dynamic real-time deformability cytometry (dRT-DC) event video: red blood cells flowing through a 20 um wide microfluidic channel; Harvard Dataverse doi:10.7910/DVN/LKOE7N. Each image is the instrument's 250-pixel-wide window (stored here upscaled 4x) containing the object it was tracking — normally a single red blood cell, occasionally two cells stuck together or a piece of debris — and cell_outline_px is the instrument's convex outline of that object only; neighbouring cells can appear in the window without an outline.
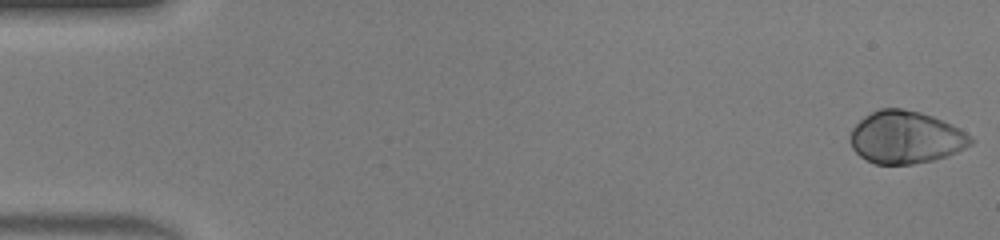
{"species": "human", "species_latin": "Homo sapiens", "temperature_condition": "warm", "stored_images_in_passage": 47, "camera_frame_rate_fps": 3000, "um_per_image_px": 0.085, "donor": {"sex": "male"}, "frame": {"image": 1, "passage_image": 1, "time_ms": 0.0, "image_size_px": [1000, 240], "cell_outline_px": [[976, 140], [972, 144], [948, 156], [932, 160], [912, 164], [876, 164], [860, 156], [852, 148], [848, 140], [852, 128], [864, 116], [880, 108], [900, 108], [920, 112], [932, 116], [952, 124], [960, 128], [972, 136]], "centroid_in_image_um": [76.99, 11.67], "position_along_channel_um": 8.0, "area_um2": 37.05}}
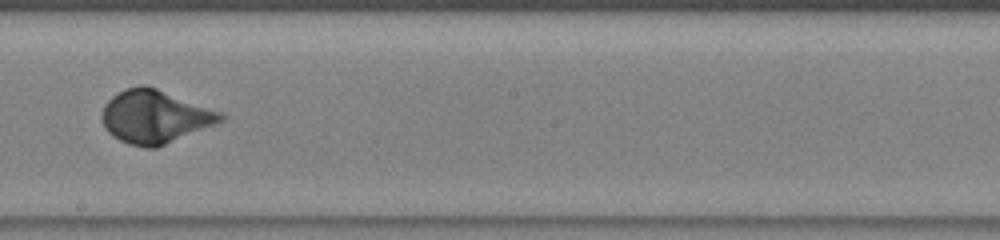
{"frame": {"image": 2, "passage_image": 27, "time_ms": 8.667, "image_size_px": [1000, 240], "cell_outline_px": [[224, 120], [156, 148], [148, 148], [128, 144], [112, 136], [104, 128], [100, 116], [104, 104], [112, 96], [124, 88], [140, 84], [144, 84], [156, 88], [224, 112]], "centroid_in_image_um": [13.13, 9.9], "position_along_channel_um": 235.1, "area_um2": 36.93}}
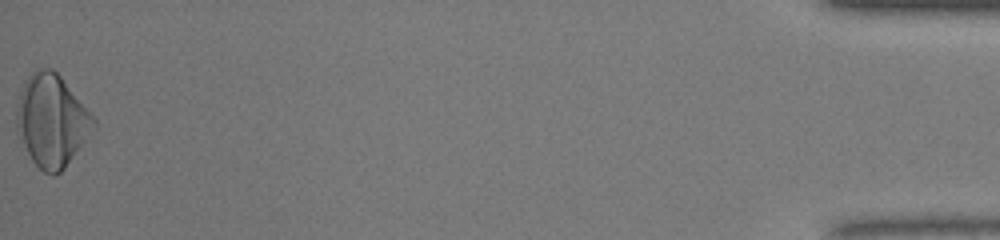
{"frame": {"image": 3, "passage_image": 47, "time_ms": 15.333, "image_size_px": [1000, 240], "cell_outline_px": [[96, 124], [64, 168], [56, 176], [52, 176], [44, 172], [32, 160], [16, 128], [16, 104], [24, 80], [32, 72], [40, 68], [52, 68], [60, 76], [96, 120]], "centroid_in_image_um": [4.35, 10.23], "position_along_channel_um": 430.8, "area_um2": 40.58}, "authors_computed_cell_mechanics": {"area_um2": 35.7204, "velocity_mm_per_s": 4.4145, "shape_relaxation_time_tau1_ms": 2.8427, "shape_relaxation_time_tau2_ms": null, "deformation_change_tau1": 0.1903, "deformation_change_tau2": null}}